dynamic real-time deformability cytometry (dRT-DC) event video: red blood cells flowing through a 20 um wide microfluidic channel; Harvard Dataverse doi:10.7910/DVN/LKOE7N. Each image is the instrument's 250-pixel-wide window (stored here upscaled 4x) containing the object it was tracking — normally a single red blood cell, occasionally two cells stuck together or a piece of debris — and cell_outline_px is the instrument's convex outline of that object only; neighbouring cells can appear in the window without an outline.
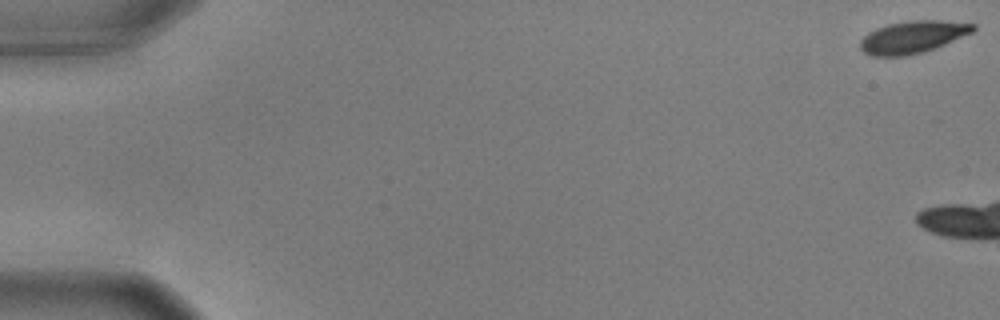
{"species": "common noctule bat (a hibernating species)", "species_latin": "Nyctalus noctula", "temperature_condition": "warm", "stored_images_in_passage": 4, "camera_frame_rate_fps": 3000, "um_per_image_px": 0.085, "animal": {"sex": "male", "body_mass_g": 17.9, "forearm_length_mm": 54.2}, "frame": {"image": 1, "passage_image": 1, "time_ms": 0.0, "image_size_px": [1000, 320], "cell_outline_px": [[976, 28], [972, 32], [944, 44], [920, 52], [904, 56], [872, 56], [864, 52], [860, 48], [860, 40], [868, 32], [876, 28], [888, 24], [912, 20], [940, 20], [976, 24]], "centroid_in_image_um": [77.55, 3.13], "position_along_channel_um": 7.5, "area_um2": 20.98}}